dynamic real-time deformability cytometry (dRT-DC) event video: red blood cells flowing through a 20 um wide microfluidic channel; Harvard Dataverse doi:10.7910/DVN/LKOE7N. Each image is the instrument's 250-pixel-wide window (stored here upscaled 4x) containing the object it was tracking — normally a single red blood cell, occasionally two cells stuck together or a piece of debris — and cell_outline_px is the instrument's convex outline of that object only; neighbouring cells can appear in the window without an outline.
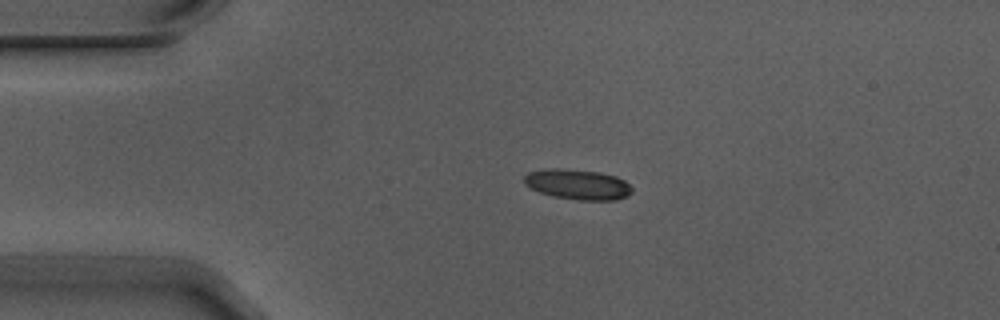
{"species": "Egyptian fruit bat (a non-hibernating species)", "species_latin": "Rousettus aegyptiacus", "temperature_condition": "warm", "stored_images_in_passage": 5, "camera_frame_rate_fps": 3000, "um_per_image_px": 0.085, "animal": {"sex": "male"}, "frame": {"image": 1, "passage_image": 1, "time_ms": 0.0, "image_size_px": [1000, 320], "cell_outline_px": [[632, 192], [628, 196], [616, 200], [576, 200], [552, 196], [540, 192], [524, 184], [524, 176], [528, 172], [548, 168], [560, 168], [600, 172], [616, 176], [624, 180], [632, 188]], "centroid_in_image_um": [49.11, 15.67], "position_along_channel_um": 35.9, "area_um2": 19.13}}
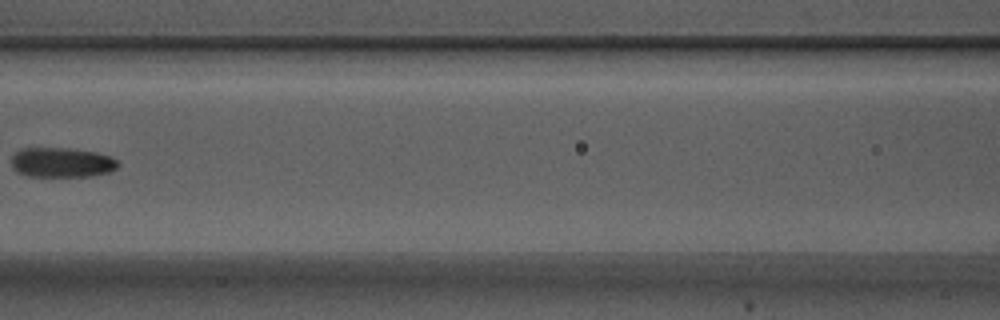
{"frame": {"image": 2, "passage_image": 4, "time_ms": 1.0, "image_size_px": [1000, 320], "cell_outline_px": [[120, 164], [116, 168], [108, 172], [92, 176], [24, 176], [16, 172], [12, 168], [12, 156], [20, 148], [68, 148], [96, 152], [108, 156], [116, 160]], "centroid_in_image_um": [5.2, 13.81], "position_along_channel_um": 161.4, "area_um2": 18.55}}
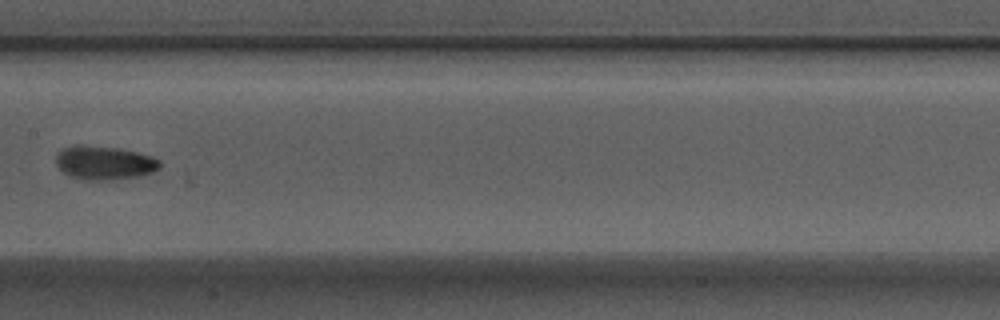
{"frame": {"image": 3, "passage_image": 5, "time_ms": 1.333, "image_size_px": [1000, 320], "cell_outline_px": [[160, 168], [152, 172], [136, 176], [108, 180], [88, 180], [68, 176], [56, 164], [56, 156], [64, 148], [80, 144], [116, 148], [136, 152], [152, 156], [160, 160]], "centroid_in_image_um": [8.87, 13.84], "position_along_channel_um": 198.5, "area_um2": 20.17}}